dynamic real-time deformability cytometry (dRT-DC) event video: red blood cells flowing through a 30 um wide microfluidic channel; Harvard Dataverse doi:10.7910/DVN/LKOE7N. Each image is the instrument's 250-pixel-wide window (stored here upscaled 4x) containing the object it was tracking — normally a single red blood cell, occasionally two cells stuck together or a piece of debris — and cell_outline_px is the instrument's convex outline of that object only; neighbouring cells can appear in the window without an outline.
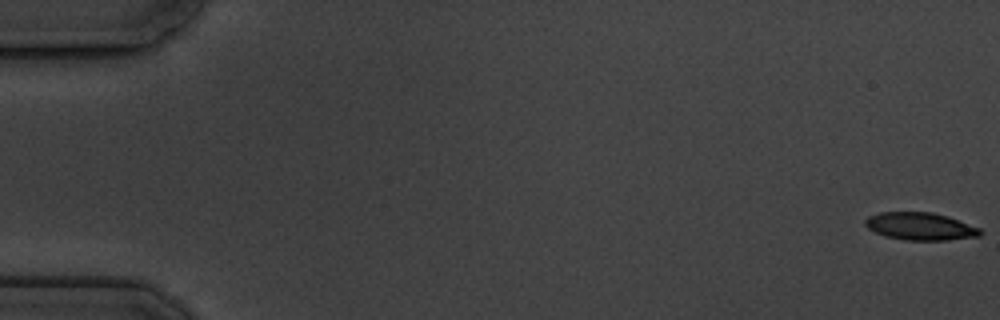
{"species": "common noctule bat (a hibernating species)", "species_latin": "Nyctalus noctula", "temperature_condition": "cold", "stored_images_in_passage": 5, "camera_frame_rate_fps": 3000, "um_per_image_px": 0.085, "animal": {"sex": "male", "body_mass_g": 19.5, "forearm_length_mm": 54.6}, "frame": {"image": 1, "passage_image": 1, "time_ms": 0.0, "image_size_px": [1000, 320], "cell_outline_px": [[984, 232], [980, 236], [948, 240], [904, 240], [884, 236], [868, 228], [864, 224], [864, 220], [868, 216], [880, 212], [932, 212], [948, 216], [980, 228]], "centroid_in_image_um": [78.23, 19.24], "position_along_channel_um": 6.8, "area_um2": 18.61}}
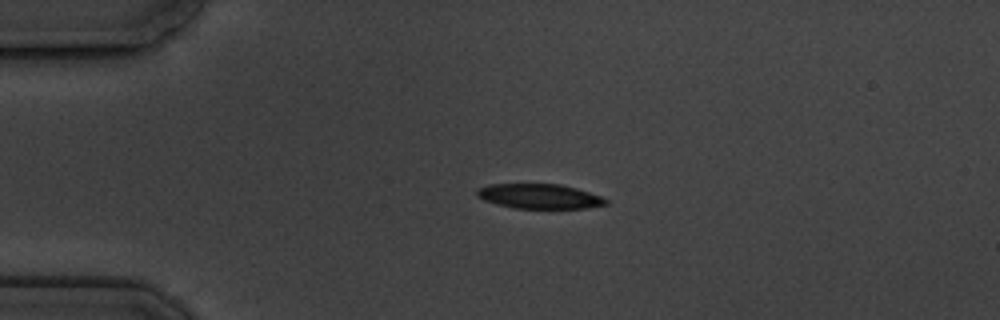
{"frame": {"image": 2, "passage_image": 4, "time_ms": 4.333, "image_size_px": [1000, 320], "cell_outline_px": [[608, 204], [588, 208], [512, 208], [496, 204], [484, 200], [476, 196], [476, 188], [488, 184], [560, 184], [576, 188], [600, 196], [608, 200]], "centroid_in_image_um": [45.81, 16.68], "position_along_channel_um": 39.2, "area_um2": 18.67}}